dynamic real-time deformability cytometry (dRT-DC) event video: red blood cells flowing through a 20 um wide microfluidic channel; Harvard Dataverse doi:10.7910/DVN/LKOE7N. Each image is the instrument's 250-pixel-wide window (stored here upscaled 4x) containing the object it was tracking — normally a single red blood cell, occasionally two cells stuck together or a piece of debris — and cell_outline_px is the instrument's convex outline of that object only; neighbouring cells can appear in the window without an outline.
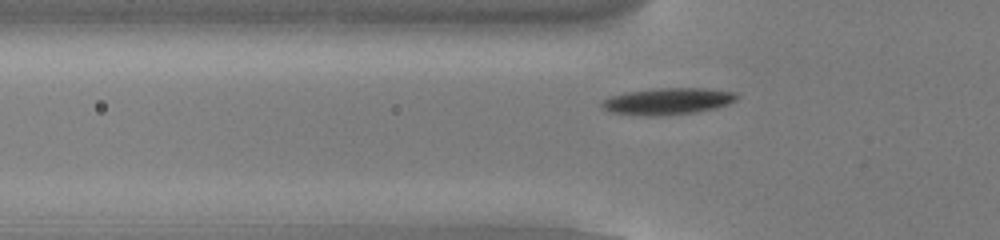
{"species": "common noctule bat (a hibernating species)", "species_latin": "Nyctalus noctula", "temperature_condition": "cold", "stored_images_in_passage": 47, "camera_frame_rate_fps": 3000, "um_per_image_px": 0.085, "animal": {"sex": "male", "body_mass_g": 13.0, "forearm_length_mm": 53.1}, "frame": {"image": 1, "passage_image": 11, "time_ms": 3.333, "image_size_px": [1000, 240], "cell_outline_px": [[740, 96], [736, 100], [728, 104], [716, 108], [696, 112], [656, 116], [644, 116], [612, 112], [604, 108], [600, 104], [604, 100], [612, 96], [628, 92], [656, 88], [704, 88], [736, 92]], "centroid_in_image_um": [56.82, 8.6], "position_along_channel_um": 69.0, "area_um2": 20.87}}
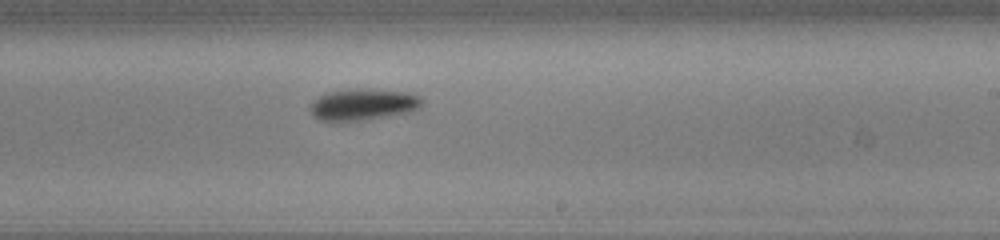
{"frame": {"image": 2, "passage_image": 26, "time_ms": 8.333, "image_size_px": [1000, 240], "cell_outline_px": [[424, 100], [420, 108], [412, 112], [388, 116], [360, 120], [320, 120], [312, 116], [308, 108], [312, 100], [328, 92], [356, 88], [408, 92], [420, 96]], "centroid_in_image_um": [30.88, 8.87], "position_along_channel_um": 258.1, "area_um2": 20.63}}
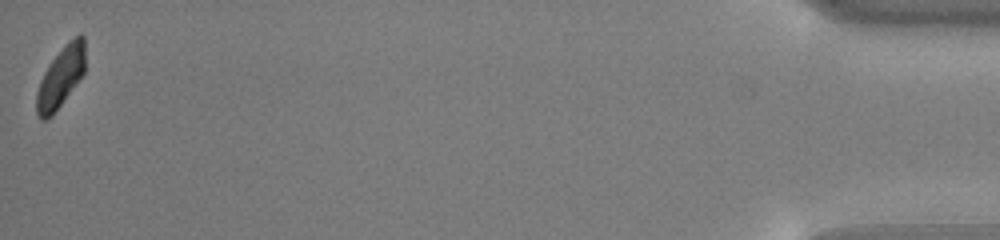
{"frame": {"image": 3, "passage_image": 47, "time_ms": 15.333, "image_size_px": [1000, 240], "cell_outline_px": [[84, 72], [60, 104], [44, 120], [40, 120], [36, 112], [36, 92], [40, 80], [44, 72], [52, 60], [64, 44], [68, 40], [80, 32], [84, 36]], "centroid_in_image_um": [5.15, 6.48], "position_along_channel_um": 430.1, "area_um2": 16.7}, "authors_computed_cell_mechanics": {"area_um2": 18.8428, "velocity_mm_per_s": 3.8076, "shape_relaxation_time_tau1_ms": 3.1413, "shape_relaxation_time_tau2_ms": null, "deformation_change_tau1": 0.1394, "deformation_change_tau2": null}}